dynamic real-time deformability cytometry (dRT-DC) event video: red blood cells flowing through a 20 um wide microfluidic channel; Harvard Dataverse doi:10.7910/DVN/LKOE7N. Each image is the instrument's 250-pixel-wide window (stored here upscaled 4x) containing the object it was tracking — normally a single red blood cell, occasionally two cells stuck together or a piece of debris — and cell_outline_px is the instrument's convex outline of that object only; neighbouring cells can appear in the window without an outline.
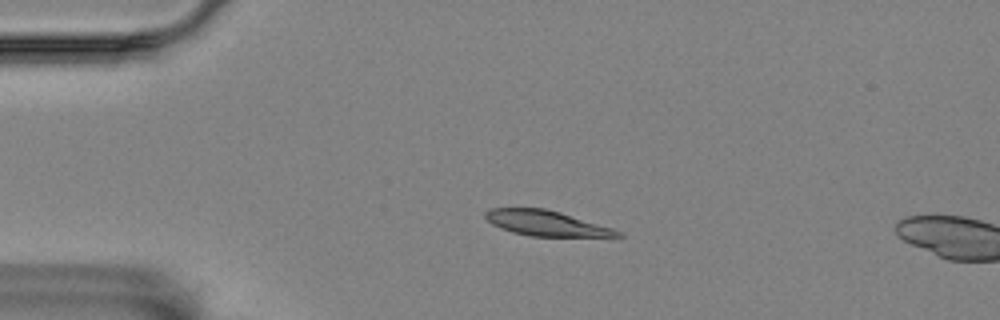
{"species": "Egyptian fruit bat (a non-hibernating species)", "species_latin": "Rousettus aegyptiacus", "temperature_condition": "room temperature", "stored_images_in_passage": 3, "camera_frame_rate_fps": 3000, "um_per_image_px": 0.085, "animal": {"sex": "female"}, "frame": {"image": 1, "passage_image": 2, "time_ms": 0.333, "image_size_px": [1000, 320], "cell_outline_px": [[624, 236], [532, 236], [512, 232], [500, 228], [492, 224], [484, 216], [484, 212], [488, 208], [544, 208], [560, 212], [612, 228], [620, 232]], "centroid_in_image_um": [46.35, 18.96], "position_along_channel_um": 38.6, "area_um2": 19.19}}